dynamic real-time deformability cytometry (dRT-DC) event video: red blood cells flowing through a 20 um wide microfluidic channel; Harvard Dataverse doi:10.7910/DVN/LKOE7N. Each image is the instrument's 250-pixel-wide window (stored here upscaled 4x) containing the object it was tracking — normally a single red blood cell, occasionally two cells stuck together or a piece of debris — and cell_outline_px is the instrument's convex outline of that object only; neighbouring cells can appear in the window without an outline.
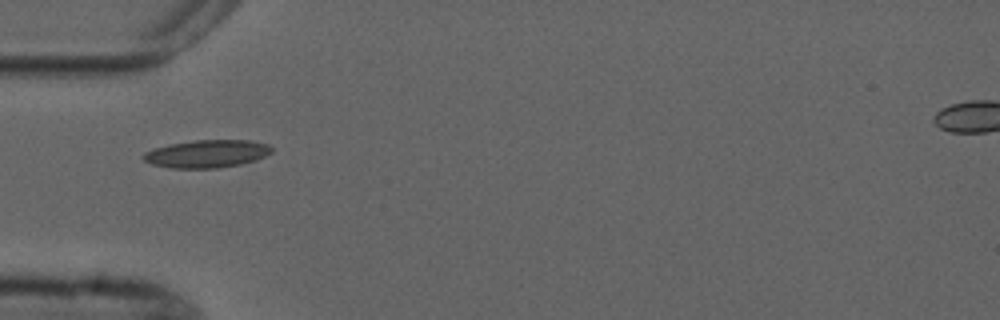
{"species": "common noctule bat (a hibernating species)", "species_latin": "Nyctalus noctula", "temperature_condition": "cold", "stored_images_in_passage": 6, "camera_frame_rate_fps": 3000, "um_per_image_px": 0.085, "animal": {"sex": "male", "forearm_length_mm": 52.5}, "frame": {"image": 1, "passage_image": 1, "time_ms": 0.0, "image_size_px": [1000, 320], "cell_outline_px": [[272, 152], [256, 160], [240, 164], [216, 168], [172, 168], [152, 164], [144, 160], [140, 156], [144, 152], [156, 148], [172, 144], [196, 140], [248, 140], [268, 144], [272, 148]], "centroid_in_image_um": [17.59, 13.07], "position_along_channel_um": 67.4, "area_um2": 20.58}}
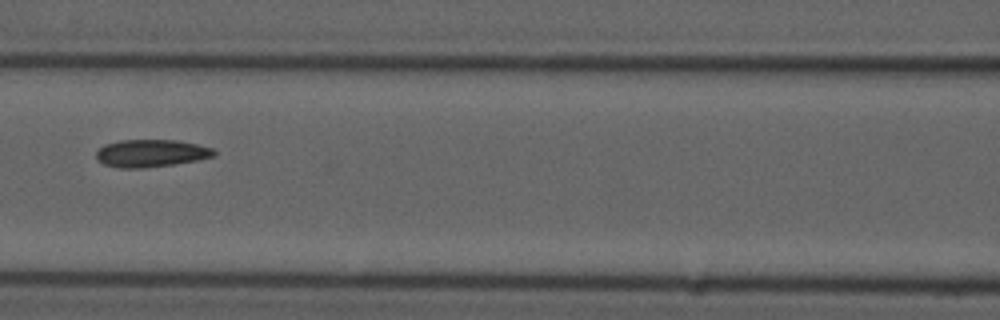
{"frame": {"image": 2, "passage_image": 3, "time_ms": 2.333, "image_size_px": [1000, 320], "cell_outline_px": [[216, 156], [200, 160], [144, 168], [120, 168], [104, 164], [96, 160], [96, 152], [104, 144], [120, 140], [176, 140], [196, 144], [212, 148], [216, 152]], "centroid_in_image_um": [12.84, 13.03], "position_along_channel_um": 153.8, "area_um2": 18.96}}
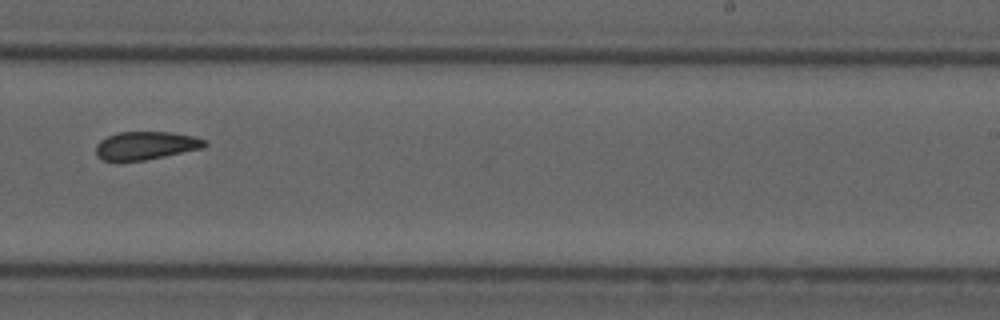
{"frame": {"image": 3, "passage_image": 6, "time_ms": 5.667, "image_size_px": [1000, 320], "cell_outline_px": [[208, 144], [204, 148], [144, 160], [104, 160], [96, 156], [96, 144], [100, 140], [108, 136], [120, 132], [172, 132], [192, 136], [204, 140]], "centroid_in_image_um": [12.39, 12.36], "position_along_channel_um": 276.6, "area_um2": 17.63}}